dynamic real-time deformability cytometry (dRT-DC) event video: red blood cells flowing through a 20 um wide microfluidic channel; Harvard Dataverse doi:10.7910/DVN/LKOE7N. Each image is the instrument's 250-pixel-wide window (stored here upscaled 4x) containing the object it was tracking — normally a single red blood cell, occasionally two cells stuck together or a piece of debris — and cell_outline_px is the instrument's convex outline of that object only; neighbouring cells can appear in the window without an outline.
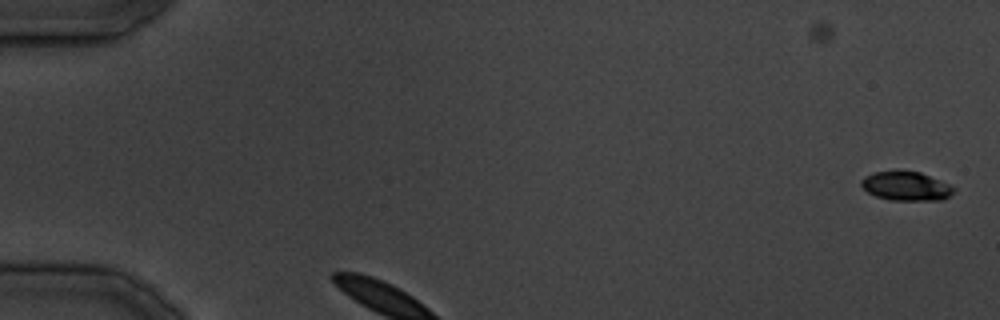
{"species": "common noctule bat (a hibernating species)", "species_latin": "Nyctalus noctula", "temperature_condition": "cold", "stored_images_in_passage": 2, "camera_frame_rate_fps": 3000, "um_per_image_px": 0.085, "animal": {"sex": "male", "body_mass_g": 19.5, "forearm_length_mm": 54.6}, "frame": {"image": 1, "passage_image": 2, "time_ms": 1.333, "image_size_px": [1000, 320], "cell_outline_px": [[956, 188], [944, 200], [888, 200], [876, 196], [868, 192], [860, 184], [860, 180], [864, 176], [872, 172], [920, 172], [940, 180]], "centroid_in_image_um": [77.0, 15.83], "position_along_channel_um": 8.0, "area_um2": 15.43}}